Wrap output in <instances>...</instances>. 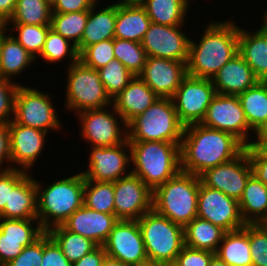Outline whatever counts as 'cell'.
I'll list each match as a JSON object with an SVG mask.
<instances>
[{"label": "cell", "mask_w": 267, "mask_h": 266, "mask_svg": "<svg viewBox=\"0 0 267 266\" xmlns=\"http://www.w3.org/2000/svg\"><path fill=\"white\" fill-rule=\"evenodd\" d=\"M245 146L232 134L203 126L184 127L180 145L181 171L200 176L206 170L237 157Z\"/></svg>", "instance_id": "cell-1"}, {"label": "cell", "mask_w": 267, "mask_h": 266, "mask_svg": "<svg viewBox=\"0 0 267 266\" xmlns=\"http://www.w3.org/2000/svg\"><path fill=\"white\" fill-rule=\"evenodd\" d=\"M210 21L197 41L190 38L187 75L212 79L238 54L239 26L231 19ZM199 41V42H198Z\"/></svg>", "instance_id": "cell-2"}, {"label": "cell", "mask_w": 267, "mask_h": 266, "mask_svg": "<svg viewBox=\"0 0 267 266\" xmlns=\"http://www.w3.org/2000/svg\"><path fill=\"white\" fill-rule=\"evenodd\" d=\"M84 187L81 172L44 186L36 179L37 219L46 232L61 225L83 205Z\"/></svg>", "instance_id": "cell-3"}, {"label": "cell", "mask_w": 267, "mask_h": 266, "mask_svg": "<svg viewBox=\"0 0 267 266\" xmlns=\"http://www.w3.org/2000/svg\"><path fill=\"white\" fill-rule=\"evenodd\" d=\"M130 171L152 191L181 171L180 145L161 141H129Z\"/></svg>", "instance_id": "cell-4"}, {"label": "cell", "mask_w": 267, "mask_h": 266, "mask_svg": "<svg viewBox=\"0 0 267 266\" xmlns=\"http://www.w3.org/2000/svg\"><path fill=\"white\" fill-rule=\"evenodd\" d=\"M200 177L180 171L153 191V209L185 227L197 217Z\"/></svg>", "instance_id": "cell-5"}, {"label": "cell", "mask_w": 267, "mask_h": 266, "mask_svg": "<svg viewBox=\"0 0 267 266\" xmlns=\"http://www.w3.org/2000/svg\"><path fill=\"white\" fill-rule=\"evenodd\" d=\"M184 125L179 121L172 98H158L127 124L128 141H161L181 145Z\"/></svg>", "instance_id": "cell-6"}, {"label": "cell", "mask_w": 267, "mask_h": 266, "mask_svg": "<svg viewBox=\"0 0 267 266\" xmlns=\"http://www.w3.org/2000/svg\"><path fill=\"white\" fill-rule=\"evenodd\" d=\"M65 73L68 76L65 78L64 106L68 111H74V115H77L81 111L112 105V99L107 94L97 70L78 60L67 66Z\"/></svg>", "instance_id": "cell-7"}, {"label": "cell", "mask_w": 267, "mask_h": 266, "mask_svg": "<svg viewBox=\"0 0 267 266\" xmlns=\"http://www.w3.org/2000/svg\"><path fill=\"white\" fill-rule=\"evenodd\" d=\"M138 223L149 260H176L184 244V227L157 213L154 209L143 214Z\"/></svg>", "instance_id": "cell-8"}, {"label": "cell", "mask_w": 267, "mask_h": 266, "mask_svg": "<svg viewBox=\"0 0 267 266\" xmlns=\"http://www.w3.org/2000/svg\"><path fill=\"white\" fill-rule=\"evenodd\" d=\"M50 94L38 88L19 85L14 103L13 121L44 132L61 129V122L53 107Z\"/></svg>", "instance_id": "cell-9"}, {"label": "cell", "mask_w": 267, "mask_h": 266, "mask_svg": "<svg viewBox=\"0 0 267 266\" xmlns=\"http://www.w3.org/2000/svg\"><path fill=\"white\" fill-rule=\"evenodd\" d=\"M110 107L77 113L76 118H79V125H81L80 136L83 137V141L85 140L86 143L91 144L90 147L115 146L127 140V124L116 112L113 105Z\"/></svg>", "instance_id": "cell-10"}, {"label": "cell", "mask_w": 267, "mask_h": 266, "mask_svg": "<svg viewBox=\"0 0 267 266\" xmlns=\"http://www.w3.org/2000/svg\"><path fill=\"white\" fill-rule=\"evenodd\" d=\"M203 126L232 134L245 147L250 146L254 134L247 122L238 95L216 93L202 120Z\"/></svg>", "instance_id": "cell-11"}, {"label": "cell", "mask_w": 267, "mask_h": 266, "mask_svg": "<svg viewBox=\"0 0 267 266\" xmlns=\"http://www.w3.org/2000/svg\"><path fill=\"white\" fill-rule=\"evenodd\" d=\"M215 94L211 79L187 75L172 97L179 121L184 126L201 123Z\"/></svg>", "instance_id": "cell-12"}, {"label": "cell", "mask_w": 267, "mask_h": 266, "mask_svg": "<svg viewBox=\"0 0 267 266\" xmlns=\"http://www.w3.org/2000/svg\"><path fill=\"white\" fill-rule=\"evenodd\" d=\"M197 217L210 221L225 232L235 231L246 225L240 212L239 201L204 185L201 181Z\"/></svg>", "instance_id": "cell-13"}, {"label": "cell", "mask_w": 267, "mask_h": 266, "mask_svg": "<svg viewBox=\"0 0 267 266\" xmlns=\"http://www.w3.org/2000/svg\"><path fill=\"white\" fill-rule=\"evenodd\" d=\"M89 154L88 168L81 171L85 180L115 182L131 173L127 171L131 168V149L128 140L115 146H92Z\"/></svg>", "instance_id": "cell-14"}, {"label": "cell", "mask_w": 267, "mask_h": 266, "mask_svg": "<svg viewBox=\"0 0 267 266\" xmlns=\"http://www.w3.org/2000/svg\"><path fill=\"white\" fill-rule=\"evenodd\" d=\"M114 184L115 215L119 220H138L153 209V191L132 172Z\"/></svg>", "instance_id": "cell-15"}, {"label": "cell", "mask_w": 267, "mask_h": 266, "mask_svg": "<svg viewBox=\"0 0 267 266\" xmlns=\"http://www.w3.org/2000/svg\"><path fill=\"white\" fill-rule=\"evenodd\" d=\"M102 246L107 256L128 266L148 259L138 220H118Z\"/></svg>", "instance_id": "cell-16"}, {"label": "cell", "mask_w": 267, "mask_h": 266, "mask_svg": "<svg viewBox=\"0 0 267 266\" xmlns=\"http://www.w3.org/2000/svg\"><path fill=\"white\" fill-rule=\"evenodd\" d=\"M253 175L246 150L237 157L203 172L201 182L239 201L248 179Z\"/></svg>", "instance_id": "cell-17"}, {"label": "cell", "mask_w": 267, "mask_h": 266, "mask_svg": "<svg viewBox=\"0 0 267 266\" xmlns=\"http://www.w3.org/2000/svg\"><path fill=\"white\" fill-rule=\"evenodd\" d=\"M183 26L151 23L141 42L147 56L187 62L190 37Z\"/></svg>", "instance_id": "cell-18"}, {"label": "cell", "mask_w": 267, "mask_h": 266, "mask_svg": "<svg viewBox=\"0 0 267 266\" xmlns=\"http://www.w3.org/2000/svg\"><path fill=\"white\" fill-rule=\"evenodd\" d=\"M45 232L38 219L0 218V266L15 259L24 247L33 244Z\"/></svg>", "instance_id": "cell-19"}, {"label": "cell", "mask_w": 267, "mask_h": 266, "mask_svg": "<svg viewBox=\"0 0 267 266\" xmlns=\"http://www.w3.org/2000/svg\"><path fill=\"white\" fill-rule=\"evenodd\" d=\"M187 62L159 57H147L146 64L138 77L160 98H172L187 76Z\"/></svg>", "instance_id": "cell-20"}, {"label": "cell", "mask_w": 267, "mask_h": 266, "mask_svg": "<svg viewBox=\"0 0 267 266\" xmlns=\"http://www.w3.org/2000/svg\"><path fill=\"white\" fill-rule=\"evenodd\" d=\"M9 133L12 168L31 171L43 153L49 133L18 124L13 120L9 122Z\"/></svg>", "instance_id": "cell-21"}, {"label": "cell", "mask_w": 267, "mask_h": 266, "mask_svg": "<svg viewBox=\"0 0 267 266\" xmlns=\"http://www.w3.org/2000/svg\"><path fill=\"white\" fill-rule=\"evenodd\" d=\"M118 220L115 214L98 212L83 204L61 225L66 230L87 237L102 246Z\"/></svg>", "instance_id": "cell-22"}, {"label": "cell", "mask_w": 267, "mask_h": 266, "mask_svg": "<svg viewBox=\"0 0 267 266\" xmlns=\"http://www.w3.org/2000/svg\"><path fill=\"white\" fill-rule=\"evenodd\" d=\"M159 96L138 76L112 99L116 112L128 124L136 116L148 109Z\"/></svg>", "instance_id": "cell-23"}, {"label": "cell", "mask_w": 267, "mask_h": 266, "mask_svg": "<svg viewBox=\"0 0 267 266\" xmlns=\"http://www.w3.org/2000/svg\"><path fill=\"white\" fill-rule=\"evenodd\" d=\"M216 93L239 95L260 81L238 53L211 79Z\"/></svg>", "instance_id": "cell-24"}, {"label": "cell", "mask_w": 267, "mask_h": 266, "mask_svg": "<svg viewBox=\"0 0 267 266\" xmlns=\"http://www.w3.org/2000/svg\"><path fill=\"white\" fill-rule=\"evenodd\" d=\"M238 53L260 81L267 76V26L263 21L253 32L239 27Z\"/></svg>", "instance_id": "cell-25"}, {"label": "cell", "mask_w": 267, "mask_h": 266, "mask_svg": "<svg viewBox=\"0 0 267 266\" xmlns=\"http://www.w3.org/2000/svg\"><path fill=\"white\" fill-rule=\"evenodd\" d=\"M96 2L89 10L88 20L85 25L84 33L80 43L76 46L80 54L86 47L101 42L103 40L114 39L116 4L103 7L97 6L101 3ZM96 11V12H95Z\"/></svg>", "instance_id": "cell-26"}, {"label": "cell", "mask_w": 267, "mask_h": 266, "mask_svg": "<svg viewBox=\"0 0 267 266\" xmlns=\"http://www.w3.org/2000/svg\"><path fill=\"white\" fill-rule=\"evenodd\" d=\"M0 218L37 219L36 180L28 173L10 192L9 204H6Z\"/></svg>", "instance_id": "cell-27"}, {"label": "cell", "mask_w": 267, "mask_h": 266, "mask_svg": "<svg viewBox=\"0 0 267 266\" xmlns=\"http://www.w3.org/2000/svg\"><path fill=\"white\" fill-rule=\"evenodd\" d=\"M151 23L143 6L116 4L114 38L141 43Z\"/></svg>", "instance_id": "cell-28"}, {"label": "cell", "mask_w": 267, "mask_h": 266, "mask_svg": "<svg viewBox=\"0 0 267 266\" xmlns=\"http://www.w3.org/2000/svg\"><path fill=\"white\" fill-rule=\"evenodd\" d=\"M6 31L7 28L3 25L0 77L13 80L12 78L22 75L28 66L35 64V58Z\"/></svg>", "instance_id": "cell-29"}, {"label": "cell", "mask_w": 267, "mask_h": 266, "mask_svg": "<svg viewBox=\"0 0 267 266\" xmlns=\"http://www.w3.org/2000/svg\"><path fill=\"white\" fill-rule=\"evenodd\" d=\"M215 255L229 266H252L248 223L241 229L225 232Z\"/></svg>", "instance_id": "cell-30"}, {"label": "cell", "mask_w": 267, "mask_h": 266, "mask_svg": "<svg viewBox=\"0 0 267 266\" xmlns=\"http://www.w3.org/2000/svg\"><path fill=\"white\" fill-rule=\"evenodd\" d=\"M245 223H262L267 218V185L252 175L239 200Z\"/></svg>", "instance_id": "cell-31"}, {"label": "cell", "mask_w": 267, "mask_h": 266, "mask_svg": "<svg viewBox=\"0 0 267 266\" xmlns=\"http://www.w3.org/2000/svg\"><path fill=\"white\" fill-rule=\"evenodd\" d=\"M225 231L210 221L194 218L184 227V244L192 249L216 252Z\"/></svg>", "instance_id": "cell-32"}, {"label": "cell", "mask_w": 267, "mask_h": 266, "mask_svg": "<svg viewBox=\"0 0 267 266\" xmlns=\"http://www.w3.org/2000/svg\"><path fill=\"white\" fill-rule=\"evenodd\" d=\"M189 2L190 0H146L143 7L152 23L177 26L186 25L184 22L191 6Z\"/></svg>", "instance_id": "cell-33"}, {"label": "cell", "mask_w": 267, "mask_h": 266, "mask_svg": "<svg viewBox=\"0 0 267 266\" xmlns=\"http://www.w3.org/2000/svg\"><path fill=\"white\" fill-rule=\"evenodd\" d=\"M238 97L249 127L255 133L267 119V84L258 81Z\"/></svg>", "instance_id": "cell-34"}, {"label": "cell", "mask_w": 267, "mask_h": 266, "mask_svg": "<svg viewBox=\"0 0 267 266\" xmlns=\"http://www.w3.org/2000/svg\"><path fill=\"white\" fill-rule=\"evenodd\" d=\"M47 233L56 241L71 263L80 260L98 246L91 239L72 233L62 225L51 227Z\"/></svg>", "instance_id": "cell-35"}, {"label": "cell", "mask_w": 267, "mask_h": 266, "mask_svg": "<svg viewBox=\"0 0 267 266\" xmlns=\"http://www.w3.org/2000/svg\"><path fill=\"white\" fill-rule=\"evenodd\" d=\"M52 6L45 0H17L14 14L6 24L50 25Z\"/></svg>", "instance_id": "cell-36"}, {"label": "cell", "mask_w": 267, "mask_h": 266, "mask_svg": "<svg viewBox=\"0 0 267 266\" xmlns=\"http://www.w3.org/2000/svg\"><path fill=\"white\" fill-rule=\"evenodd\" d=\"M45 62L60 63L63 59L69 60L68 66L79 60L77 47L62 35L49 29L41 54L38 56Z\"/></svg>", "instance_id": "cell-37"}, {"label": "cell", "mask_w": 267, "mask_h": 266, "mask_svg": "<svg viewBox=\"0 0 267 266\" xmlns=\"http://www.w3.org/2000/svg\"><path fill=\"white\" fill-rule=\"evenodd\" d=\"M89 10L52 13L51 29L77 46L83 36L85 25L88 20Z\"/></svg>", "instance_id": "cell-38"}, {"label": "cell", "mask_w": 267, "mask_h": 266, "mask_svg": "<svg viewBox=\"0 0 267 266\" xmlns=\"http://www.w3.org/2000/svg\"><path fill=\"white\" fill-rule=\"evenodd\" d=\"M83 204L98 212L115 214L113 182L85 180Z\"/></svg>", "instance_id": "cell-39"}, {"label": "cell", "mask_w": 267, "mask_h": 266, "mask_svg": "<svg viewBox=\"0 0 267 266\" xmlns=\"http://www.w3.org/2000/svg\"><path fill=\"white\" fill-rule=\"evenodd\" d=\"M12 27H9L11 26ZM8 33L9 31L17 42L22 45L37 61L41 54L45 39L51 25H34V24H5ZM14 29V30H11Z\"/></svg>", "instance_id": "cell-40"}, {"label": "cell", "mask_w": 267, "mask_h": 266, "mask_svg": "<svg viewBox=\"0 0 267 266\" xmlns=\"http://www.w3.org/2000/svg\"><path fill=\"white\" fill-rule=\"evenodd\" d=\"M113 53L115 59L135 76L142 71L148 57L141 43L118 38H114Z\"/></svg>", "instance_id": "cell-41"}, {"label": "cell", "mask_w": 267, "mask_h": 266, "mask_svg": "<svg viewBox=\"0 0 267 266\" xmlns=\"http://www.w3.org/2000/svg\"><path fill=\"white\" fill-rule=\"evenodd\" d=\"M97 71L111 99L115 98L135 76L117 59Z\"/></svg>", "instance_id": "cell-42"}, {"label": "cell", "mask_w": 267, "mask_h": 266, "mask_svg": "<svg viewBox=\"0 0 267 266\" xmlns=\"http://www.w3.org/2000/svg\"><path fill=\"white\" fill-rule=\"evenodd\" d=\"M114 39L103 40L86 47L80 54L79 60L86 66L98 70L115 59Z\"/></svg>", "instance_id": "cell-43"}, {"label": "cell", "mask_w": 267, "mask_h": 266, "mask_svg": "<svg viewBox=\"0 0 267 266\" xmlns=\"http://www.w3.org/2000/svg\"><path fill=\"white\" fill-rule=\"evenodd\" d=\"M252 266H267V229L262 223H248Z\"/></svg>", "instance_id": "cell-44"}, {"label": "cell", "mask_w": 267, "mask_h": 266, "mask_svg": "<svg viewBox=\"0 0 267 266\" xmlns=\"http://www.w3.org/2000/svg\"><path fill=\"white\" fill-rule=\"evenodd\" d=\"M0 77V122L9 123L14 115V103L20 84ZM12 115V116H11Z\"/></svg>", "instance_id": "cell-45"}, {"label": "cell", "mask_w": 267, "mask_h": 266, "mask_svg": "<svg viewBox=\"0 0 267 266\" xmlns=\"http://www.w3.org/2000/svg\"><path fill=\"white\" fill-rule=\"evenodd\" d=\"M20 169L0 170V214L9 204L11 190L29 173Z\"/></svg>", "instance_id": "cell-46"}, {"label": "cell", "mask_w": 267, "mask_h": 266, "mask_svg": "<svg viewBox=\"0 0 267 266\" xmlns=\"http://www.w3.org/2000/svg\"><path fill=\"white\" fill-rule=\"evenodd\" d=\"M41 266H72L60 246L47 233L43 234V258Z\"/></svg>", "instance_id": "cell-47"}, {"label": "cell", "mask_w": 267, "mask_h": 266, "mask_svg": "<svg viewBox=\"0 0 267 266\" xmlns=\"http://www.w3.org/2000/svg\"><path fill=\"white\" fill-rule=\"evenodd\" d=\"M43 258V235L5 266H41Z\"/></svg>", "instance_id": "cell-48"}, {"label": "cell", "mask_w": 267, "mask_h": 266, "mask_svg": "<svg viewBox=\"0 0 267 266\" xmlns=\"http://www.w3.org/2000/svg\"><path fill=\"white\" fill-rule=\"evenodd\" d=\"M214 255V252L208 250L192 249L184 246L176 260L180 266H209Z\"/></svg>", "instance_id": "cell-49"}, {"label": "cell", "mask_w": 267, "mask_h": 266, "mask_svg": "<svg viewBox=\"0 0 267 266\" xmlns=\"http://www.w3.org/2000/svg\"><path fill=\"white\" fill-rule=\"evenodd\" d=\"M249 157L253 175L267 185V157L262 156L253 146L244 148Z\"/></svg>", "instance_id": "cell-50"}, {"label": "cell", "mask_w": 267, "mask_h": 266, "mask_svg": "<svg viewBox=\"0 0 267 266\" xmlns=\"http://www.w3.org/2000/svg\"><path fill=\"white\" fill-rule=\"evenodd\" d=\"M100 0H57L52 6V13H69L90 10Z\"/></svg>", "instance_id": "cell-51"}, {"label": "cell", "mask_w": 267, "mask_h": 266, "mask_svg": "<svg viewBox=\"0 0 267 266\" xmlns=\"http://www.w3.org/2000/svg\"><path fill=\"white\" fill-rule=\"evenodd\" d=\"M7 164L4 166V164ZM9 163V165H8ZM11 164V165H10ZM12 169L9 123L0 122V170Z\"/></svg>", "instance_id": "cell-52"}, {"label": "cell", "mask_w": 267, "mask_h": 266, "mask_svg": "<svg viewBox=\"0 0 267 266\" xmlns=\"http://www.w3.org/2000/svg\"><path fill=\"white\" fill-rule=\"evenodd\" d=\"M106 256L103 246H97L90 253L84 255L80 260L72 263V266H101Z\"/></svg>", "instance_id": "cell-53"}, {"label": "cell", "mask_w": 267, "mask_h": 266, "mask_svg": "<svg viewBox=\"0 0 267 266\" xmlns=\"http://www.w3.org/2000/svg\"><path fill=\"white\" fill-rule=\"evenodd\" d=\"M17 0H0V22L5 25L15 11Z\"/></svg>", "instance_id": "cell-54"}, {"label": "cell", "mask_w": 267, "mask_h": 266, "mask_svg": "<svg viewBox=\"0 0 267 266\" xmlns=\"http://www.w3.org/2000/svg\"><path fill=\"white\" fill-rule=\"evenodd\" d=\"M251 146H253L262 156L267 157V135H253ZM256 139V140H255Z\"/></svg>", "instance_id": "cell-55"}, {"label": "cell", "mask_w": 267, "mask_h": 266, "mask_svg": "<svg viewBox=\"0 0 267 266\" xmlns=\"http://www.w3.org/2000/svg\"><path fill=\"white\" fill-rule=\"evenodd\" d=\"M146 0H117L114 3L121 6H143Z\"/></svg>", "instance_id": "cell-56"}, {"label": "cell", "mask_w": 267, "mask_h": 266, "mask_svg": "<svg viewBox=\"0 0 267 266\" xmlns=\"http://www.w3.org/2000/svg\"><path fill=\"white\" fill-rule=\"evenodd\" d=\"M101 266H128V265H125L121 261L106 255L101 263Z\"/></svg>", "instance_id": "cell-57"}, {"label": "cell", "mask_w": 267, "mask_h": 266, "mask_svg": "<svg viewBox=\"0 0 267 266\" xmlns=\"http://www.w3.org/2000/svg\"><path fill=\"white\" fill-rule=\"evenodd\" d=\"M209 266H229V265L224 261H222L217 255H214L210 261Z\"/></svg>", "instance_id": "cell-58"}, {"label": "cell", "mask_w": 267, "mask_h": 266, "mask_svg": "<svg viewBox=\"0 0 267 266\" xmlns=\"http://www.w3.org/2000/svg\"><path fill=\"white\" fill-rule=\"evenodd\" d=\"M133 266H161V263L155 262L154 260L147 259V260L140 262L137 265H133Z\"/></svg>", "instance_id": "cell-59"}, {"label": "cell", "mask_w": 267, "mask_h": 266, "mask_svg": "<svg viewBox=\"0 0 267 266\" xmlns=\"http://www.w3.org/2000/svg\"><path fill=\"white\" fill-rule=\"evenodd\" d=\"M254 134L255 135H267V119Z\"/></svg>", "instance_id": "cell-60"}, {"label": "cell", "mask_w": 267, "mask_h": 266, "mask_svg": "<svg viewBox=\"0 0 267 266\" xmlns=\"http://www.w3.org/2000/svg\"><path fill=\"white\" fill-rule=\"evenodd\" d=\"M161 266H180V264L177 262V260H172L168 262H162Z\"/></svg>", "instance_id": "cell-61"}, {"label": "cell", "mask_w": 267, "mask_h": 266, "mask_svg": "<svg viewBox=\"0 0 267 266\" xmlns=\"http://www.w3.org/2000/svg\"><path fill=\"white\" fill-rule=\"evenodd\" d=\"M3 41V26L0 28V61H1V47Z\"/></svg>", "instance_id": "cell-62"}, {"label": "cell", "mask_w": 267, "mask_h": 266, "mask_svg": "<svg viewBox=\"0 0 267 266\" xmlns=\"http://www.w3.org/2000/svg\"><path fill=\"white\" fill-rule=\"evenodd\" d=\"M266 11L265 12H263L264 13V15L262 16L263 18L261 19L264 23H265V25L267 26V9H265Z\"/></svg>", "instance_id": "cell-63"}, {"label": "cell", "mask_w": 267, "mask_h": 266, "mask_svg": "<svg viewBox=\"0 0 267 266\" xmlns=\"http://www.w3.org/2000/svg\"><path fill=\"white\" fill-rule=\"evenodd\" d=\"M50 6H53L57 0H45Z\"/></svg>", "instance_id": "cell-64"}, {"label": "cell", "mask_w": 267, "mask_h": 266, "mask_svg": "<svg viewBox=\"0 0 267 266\" xmlns=\"http://www.w3.org/2000/svg\"><path fill=\"white\" fill-rule=\"evenodd\" d=\"M262 225L267 229V218L262 222Z\"/></svg>", "instance_id": "cell-65"}, {"label": "cell", "mask_w": 267, "mask_h": 266, "mask_svg": "<svg viewBox=\"0 0 267 266\" xmlns=\"http://www.w3.org/2000/svg\"><path fill=\"white\" fill-rule=\"evenodd\" d=\"M262 81L267 84V76Z\"/></svg>", "instance_id": "cell-66"}]
</instances>
